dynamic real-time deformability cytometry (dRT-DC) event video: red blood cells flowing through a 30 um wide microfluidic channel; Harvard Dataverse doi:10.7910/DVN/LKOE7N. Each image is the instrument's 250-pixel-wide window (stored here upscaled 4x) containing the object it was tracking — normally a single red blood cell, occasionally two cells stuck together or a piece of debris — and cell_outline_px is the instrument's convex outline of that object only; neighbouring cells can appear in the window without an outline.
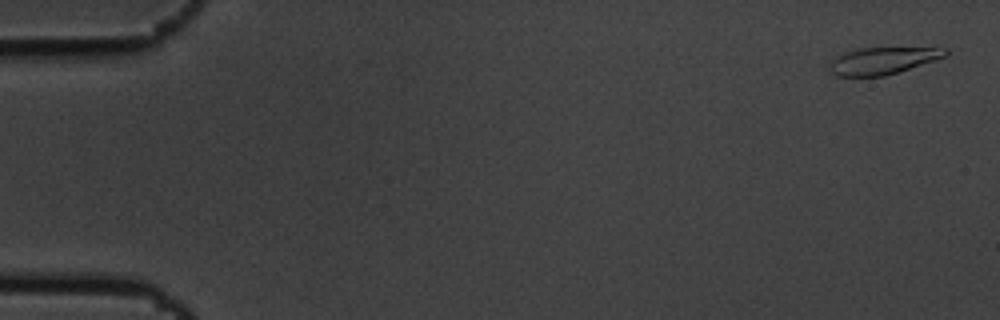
{"species": "common noctule bat (a hibernating species)", "species_latin": "Nyctalus noctula", "temperature_condition": "cold", "stored_images_in_passage": 56, "camera_frame_rate_fps": 3000, "um_per_image_px": 0.085, "animal": {"sex": "male", "body_mass_g": 19.5, "forearm_length_mm": 54.6}, "frame": {"image": 1, "passage_image": 2, "time_ms": 0.333, "image_size_px": [1000, 320], "cell_outline_px": [[948, 52], [944, 56], [884, 76], [836, 76], [828, 68], [828, 64], [836, 56], [860, 48], [948, 48]], "centroid_in_image_um": [74.95, 5.16], "position_along_channel_um": 10.0, "area_um2": 17.69}}
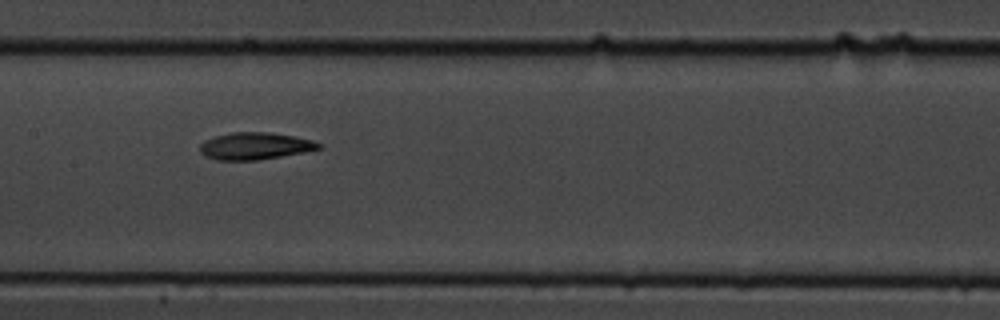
{"frame": {"image": 2, "passage_image": 28, "time_ms": 9.0, "image_size_px": [1000, 320], "cell_outline_px": [[324, 144], [320, 148], [304, 152], [256, 160], [216, 160], [200, 152], [200, 144], [204, 140], [216, 136], [232, 132], [268, 132], [296, 136], [312, 140]], "centroid_in_image_um": [21.69, 12.4], "position_along_channel_um": 185.7, "area_um2": 18.67}}
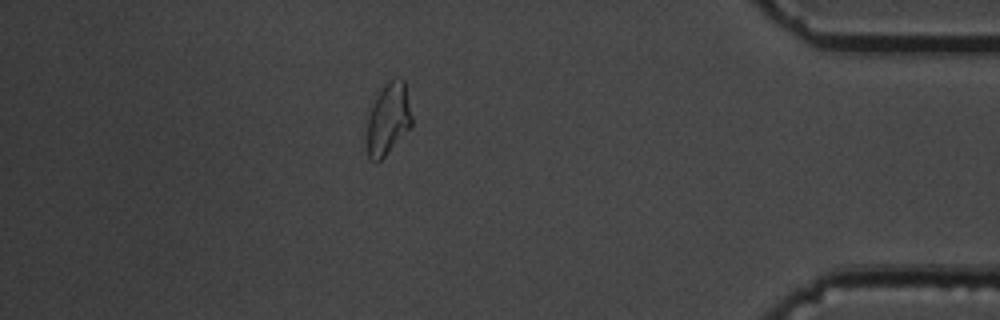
{"frame": {"image": 3, "passage_image": 49, "time_ms": 16.0, "image_size_px": [1000, 320], "cell_outline_px": [[412, 124], [384, 156], [376, 164], [368, 160], [364, 148], [364, 144], [368, 116], [376, 96], [384, 84], [392, 76], [396, 76], [404, 80], [412, 116]], "centroid_in_image_um": [32.93, 10.14], "position_along_channel_um": 402.3, "area_um2": 19.31}, "authors_computed_cell_mechanics": {"area_um2": 18.6694, "velocity_mm_per_s": 3.634, "shape_relaxation_time_tau1_ms": 3.9235, "shape_relaxation_time_tau2_ms": 5.1773, "deformation_change_tau1": 0.1355, "deformation_change_tau2": 0.1006}}